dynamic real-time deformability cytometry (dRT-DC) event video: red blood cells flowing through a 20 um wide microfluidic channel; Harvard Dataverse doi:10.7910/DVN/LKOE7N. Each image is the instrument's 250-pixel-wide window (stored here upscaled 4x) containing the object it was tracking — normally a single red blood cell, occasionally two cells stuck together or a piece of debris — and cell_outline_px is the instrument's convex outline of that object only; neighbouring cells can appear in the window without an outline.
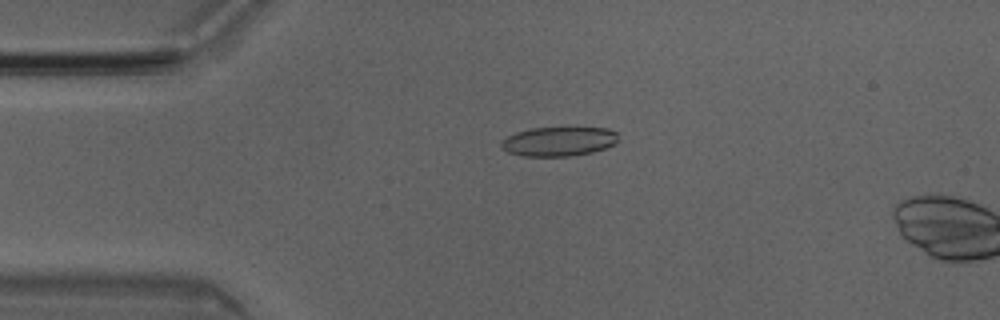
{"species": "Egyptian fruit bat (a non-hibernating species)", "species_latin": "Rousettus aegyptiacus", "temperature_condition": "room temperature", "stored_images_in_passage": 13, "camera_frame_rate_fps": 3000, "um_per_image_px": 0.085, "animal": {"sex": "male"}, "frame": {"image": 1, "passage_image": 11, "time_ms": 3.333, "image_size_px": [1000, 320], "cell_outline_px": [[616, 144], [592, 152], [572, 156], [520, 156], [508, 152], [500, 148], [500, 140], [516, 132], [532, 128], [608, 128], [616, 132]], "centroid_in_image_um": [47.44, 12.03], "position_along_channel_um": 37.6, "area_um2": 20.0}}